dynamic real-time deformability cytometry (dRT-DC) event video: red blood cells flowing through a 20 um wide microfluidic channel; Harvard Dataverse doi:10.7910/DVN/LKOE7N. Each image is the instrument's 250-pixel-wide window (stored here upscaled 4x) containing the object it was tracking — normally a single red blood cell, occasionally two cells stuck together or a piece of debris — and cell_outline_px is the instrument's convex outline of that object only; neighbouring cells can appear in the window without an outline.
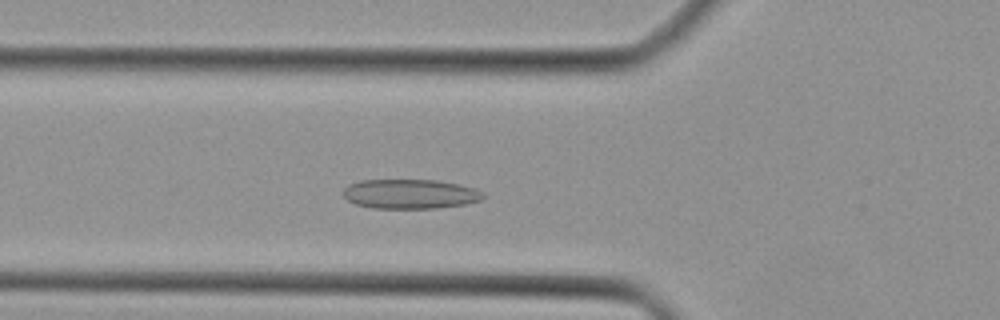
{"species": "Egyptian fruit bat (a non-hibernating species)", "species_latin": "Rousettus aegyptiacus", "temperature_condition": "cold", "stored_images_in_passage": 28, "segment_of_instrument_passage": [1, 2], "camera_frame_rate_fps": 3000, "um_per_image_px": 0.085, "animal": {"sex": "female"}, "frame": {"image": 1, "passage_image": 11, "time_ms": 3.333, "image_size_px": [1000, 320], "cell_outline_px": [[484, 196], [480, 200], [464, 204], [436, 208], [372, 208], [356, 204], [348, 200], [344, 196], [344, 188], [348, 184], [360, 180], [436, 180], [456, 184], [472, 188], [484, 192]], "centroid_in_image_um": [34.83, 16.48], "position_along_channel_um": 91.0, "area_um2": 23.87}}
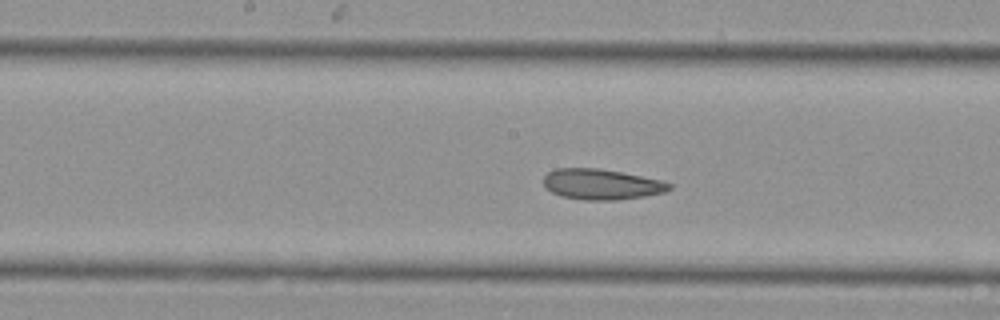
{"frame": {"image": 2, "passage_image": 18, "time_ms": 5.667, "image_size_px": [1000, 320], "cell_outline_px": [[672, 188], [664, 192], [644, 196], [620, 200], [584, 200], [560, 196], [552, 192], [544, 184], [544, 176], [548, 172], [556, 168], [600, 168], [664, 180], [672, 184]], "centroid_in_image_um": [51.16, 15.66], "position_along_channel_um": 197.0, "area_um2": 22.54}}
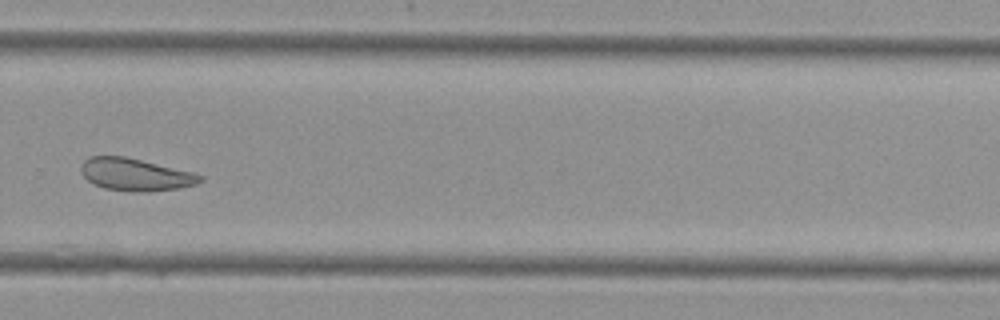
{"frame": {"image": 3, "passage_image": 26, "time_ms": 8.333, "image_size_px": [1000, 320], "cell_outline_px": [[204, 180], [196, 184], [180, 188], [144, 192], [136, 192], [104, 188], [88, 180], [80, 172], [80, 164], [88, 156], [124, 156], [196, 172], [204, 176]], "centroid_in_image_um": [11.54, 14.83], "position_along_channel_um": 318.3, "area_um2": 22.72}}